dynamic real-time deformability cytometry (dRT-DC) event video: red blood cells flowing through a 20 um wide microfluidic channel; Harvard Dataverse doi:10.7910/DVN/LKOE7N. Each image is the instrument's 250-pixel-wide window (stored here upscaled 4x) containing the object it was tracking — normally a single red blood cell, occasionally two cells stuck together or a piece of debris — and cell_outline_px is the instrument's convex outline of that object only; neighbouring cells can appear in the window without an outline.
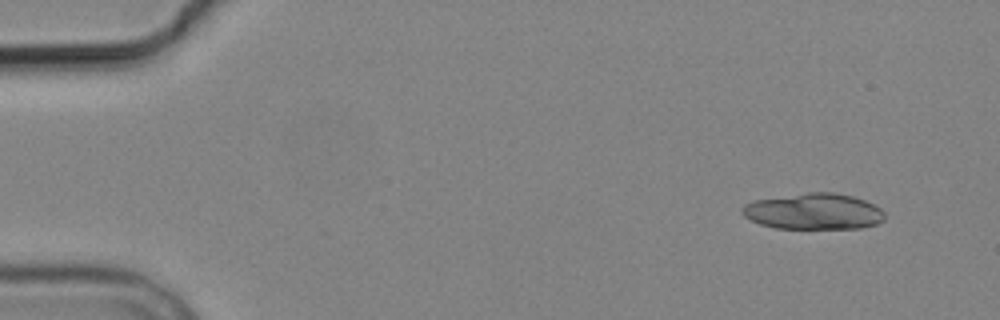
{"species": "common noctule bat (a hibernating species)", "species_latin": "Nyctalus noctula", "temperature_condition": "cold", "stored_images_in_passage": 12, "segment_of_instrument_passage": [1, 2], "camera_frame_rate_fps": 3000, "um_per_image_px": 0.085, "animal": {"sex": "male", "body_mass_g": 19.2, "forearm_length_mm": 51.8}, "frame": {"image": 1, "passage_image": 1, "time_ms": 0.0, "image_size_px": [1000, 320], "cell_outline_px": [[884, 220], [876, 224], [860, 228], [776, 228], [760, 224], [744, 216], [740, 212], [740, 208], [744, 204], [752, 200], [808, 192], [832, 192], [852, 196], [864, 200], [880, 208], [884, 212]], "centroid_in_image_um": [69.12, 17.96], "position_along_channel_um": 15.9, "area_um2": 30.0}}